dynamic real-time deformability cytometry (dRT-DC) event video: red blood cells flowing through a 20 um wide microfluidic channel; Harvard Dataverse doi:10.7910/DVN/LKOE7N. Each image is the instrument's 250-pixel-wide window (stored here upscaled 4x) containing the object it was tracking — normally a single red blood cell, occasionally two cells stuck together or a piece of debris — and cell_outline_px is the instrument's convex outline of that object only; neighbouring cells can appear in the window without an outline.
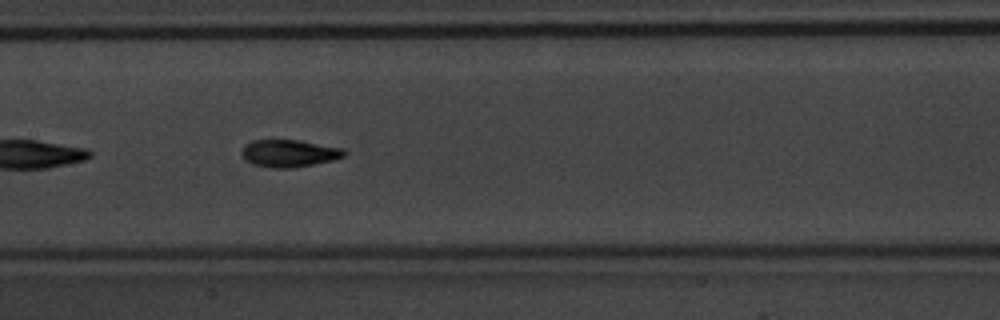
{"species": "common noctule bat (a hibernating species)", "species_latin": "Nyctalus noctula", "temperature_condition": "warm", "stored_images_in_passage": 35, "camera_frame_rate_fps": 3000, "um_per_image_px": 0.085, "animal": {"sex": "male", "body_mass_g": 20.1, "forearm_length_mm": 53.5}, "frame": {"image": 1, "passage_image": 16, "time_ms": 5.0, "image_size_px": [1000, 320], "cell_outline_px": [[348, 152], [344, 156], [332, 160], [292, 168], [272, 168], [252, 164], [244, 160], [240, 152], [244, 144], [252, 140], [300, 140], [344, 148]], "centroid_in_image_um": [24.55, 13.02], "position_along_channel_um": 182.9, "area_um2": 16.53}, "authors_computed_cell_mechanics": {"area_um2": 16.1262, "velocity_mm_per_s": 4.2435, "shape_relaxation_time_tau1_ms": 2.839, "shape_relaxation_time_tau2_ms": 1.9061, "deformation_change_tau1": 0.1422, "deformation_change_tau2": 0.0706}}